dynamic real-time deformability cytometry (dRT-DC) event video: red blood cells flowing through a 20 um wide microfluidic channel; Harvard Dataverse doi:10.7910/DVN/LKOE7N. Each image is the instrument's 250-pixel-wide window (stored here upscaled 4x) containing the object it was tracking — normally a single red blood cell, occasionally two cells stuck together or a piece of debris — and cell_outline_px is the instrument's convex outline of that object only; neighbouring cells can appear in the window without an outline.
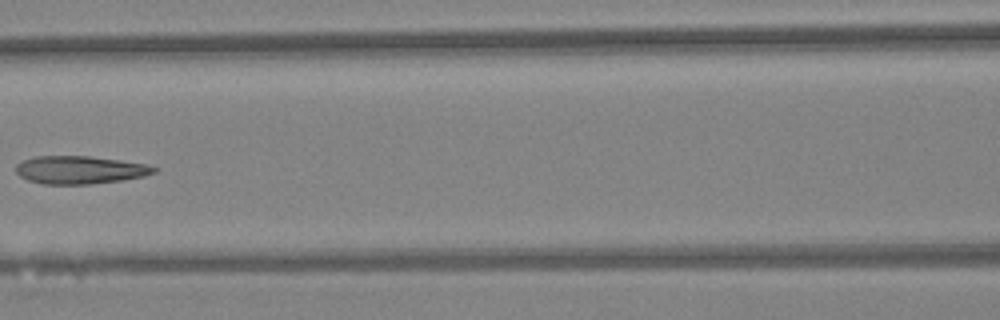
{"species": "Egyptian fruit bat (a non-hibernating species)", "species_latin": "Rousettus aegyptiacus", "temperature_condition": "warm", "stored_images_in_passage": 4, "camera_frame_rate_fps": 3000, "um_per_image_px": 0.085, "animal": {"sex": "female"}, "frame": {"image": 1, "passage_image": 4, "time_ms": 1.0, "image_size_px": [1000, 320], "cell_outline_px": [[160, 168], [156, 172], [144, 176], [124, 180], [88, 184], [44, 184], [28, 180], [20, 176], [16, 172], [16, 164], [24, 160], [36, 156], [88, 156], [120, 160], [144, 164]], "centroid_in_image_um": [6.81, 14.44], "position_along_channel_um": 159.8, "area_um2": 22.43}}